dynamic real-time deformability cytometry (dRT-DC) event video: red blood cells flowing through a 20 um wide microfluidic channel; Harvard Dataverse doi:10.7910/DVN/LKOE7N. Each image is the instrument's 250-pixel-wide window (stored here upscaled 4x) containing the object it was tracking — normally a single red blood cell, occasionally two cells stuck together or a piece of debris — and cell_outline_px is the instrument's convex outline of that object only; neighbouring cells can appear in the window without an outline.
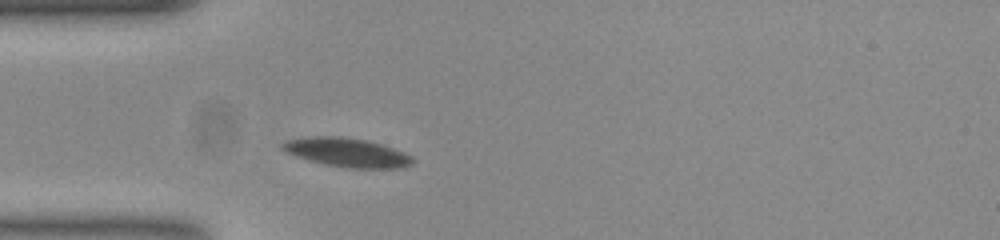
{"species": "common noctule bat (a hibernating species)", "species_latin": "Nyctalus noctula", "temperature_condition": "room temperature", "stored_images_in_passage": 41, "camera_frame_rate_fps": 3000, "um_per_image_px": 0.085, "animal": {"sex": "female", "body_mass_g": 23.0, "forearm_length_mm": 53.4}, "frame": {"image": 1, "passage_image": 1, "time_ms": 0.0, "image_size_px": [1000, 240], "cell_outline_px": [[416, 160], [412, 164], [404, 168], [348, 168], [328, 164], [296, 156], [284, 152], [280, 148], [280, 144], [288, 140], [312, 136], [340, 136], [368, 140], [404, 152], [412, 156]], "centroid_in_image_um": [29.52, 12.95], "position_along_channel_um": 55.5, "area_um2": 21.91}}
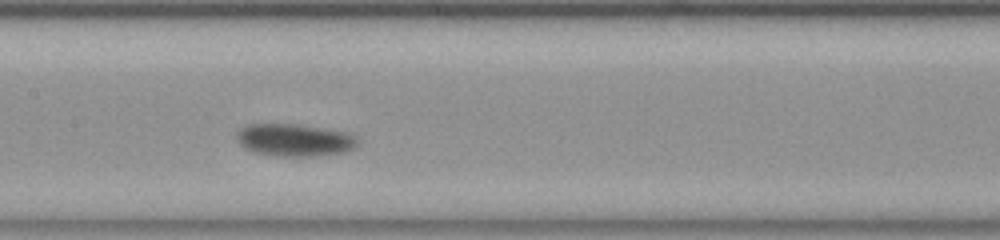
{"frame": {"image": 2, "passage_image": 12, "time_ms": 3.667, "image_size_px": [1000, 240], "cell_outline_px": [[360, 144], [344, 152], [308, 156], [280, 156], [252, 152], [244, 148], [236, 140], [236, 132], [240, 128], [248, 124], [296, 124], [348, 132], [356, 136], [360, 140]], "centroid_in_image_um": [25.02, 11.89], "position_along_channel_um": 182.4, "area_um2": 23.0}}
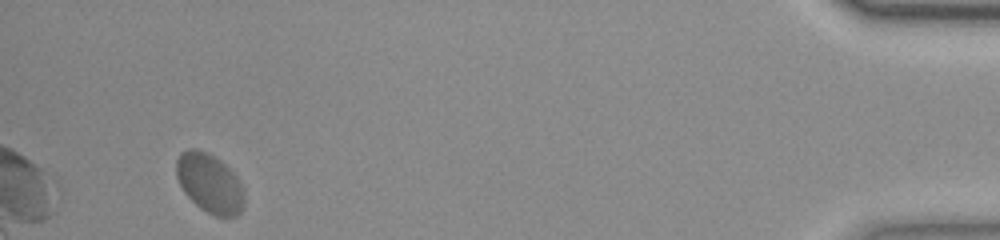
{"frame": {"image": 3, "passage_image": 38, "time_ms": 12.333, "image_size_px": [1000, 240], "cell_outline_px": [[244, 208], [236, 216], [216, 216], [200, 208], [184, 192], [176, 176], [176, 160], [180, 152], [188, 148], [196, 148], [208, 152], [220, 160], [236, 176], [244, 192]], "centroid_in_image_um": [17.81, 15.55], "position_along_channel_um": 417.4, "area_um2": 23.41}, "authors_computed_cell_mechanics": {"area_um2": 22.3686, "velocity_mm_per_s": 3.5996, "shape_relaxation_time_tau1_ms": 3.0574, "shape_relaxation_time_tau2_ms": null, "deformation_change_tau1": 0.0746, "deformation_change_tau2": null}}